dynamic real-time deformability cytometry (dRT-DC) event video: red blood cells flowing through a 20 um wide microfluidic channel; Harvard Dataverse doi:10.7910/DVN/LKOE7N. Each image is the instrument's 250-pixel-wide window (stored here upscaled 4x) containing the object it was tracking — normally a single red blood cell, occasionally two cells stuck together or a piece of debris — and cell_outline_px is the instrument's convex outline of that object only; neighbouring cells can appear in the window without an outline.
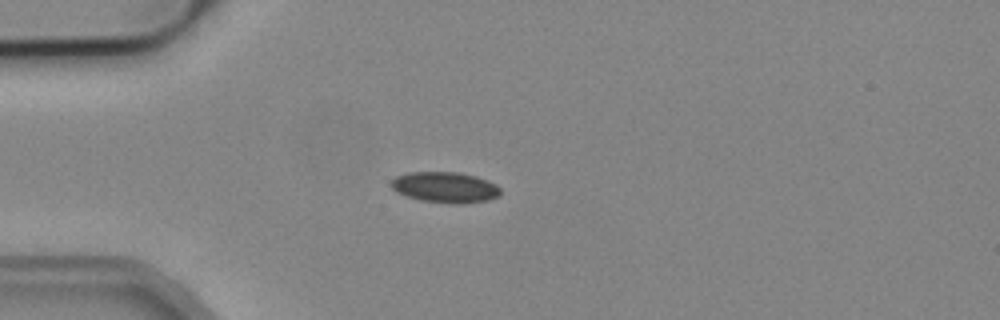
{"species": "common noctule bat (a hibernating species)", "species_latin": "Nyctalus noctula", "temperature_condition": "cold", "stored_images_in_passage": 4, "camera_frame_rate_fps": 3000, "um_per_image_px": 0.085, "animal": {"sex": "male", "body_mass_g": 19.2, "forearm_length_mm": 51.8}, "frame": {"image": 1, "passage_image": 3, "time_ms": 0.667, "image_size_px": [1000, 320], "cell_outline_px": [[500, 196], [488, 200], [460, 204], [452, 204], [420, 200], [396, 192], [388, 184], [396, 176], [408, 172], [460, 172], [476, 176], [488, 180], [496, 184], [500, 188]], "centroid_in_image_um": [37.84, 15.92], "position_along_channel_um": 47.2, "area_um2": 19.83}}